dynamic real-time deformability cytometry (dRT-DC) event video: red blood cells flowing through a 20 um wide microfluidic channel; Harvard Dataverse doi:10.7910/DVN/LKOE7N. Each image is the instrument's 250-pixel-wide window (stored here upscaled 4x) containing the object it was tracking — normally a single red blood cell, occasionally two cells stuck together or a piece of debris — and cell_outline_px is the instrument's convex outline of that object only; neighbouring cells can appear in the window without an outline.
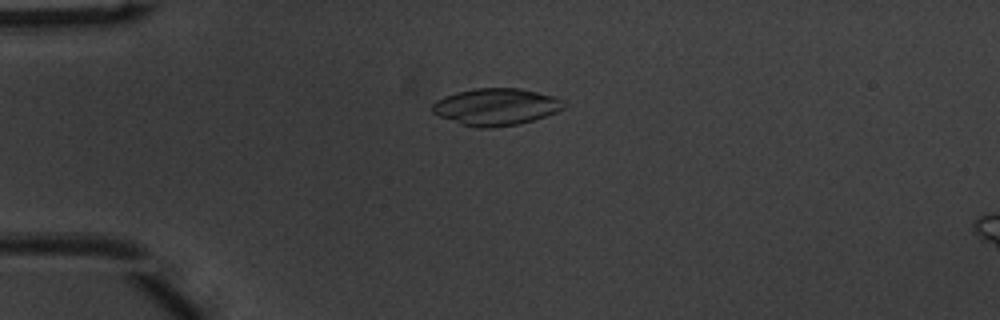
{"species": "common noctule bat (a hibernating species)", "species_latin": "Nyctalus noctula", "temperature_condition": "warm", "stored_images_in_passage": 50, "camera_frame_rate_fps": 3000, "um_per_image_px": 0.085, "animal": {"sex": "male", "body_mass_g": 20.1, "forearm_length_mm": 53.5}, "frame": {"image": 1, "passage_image": 12, "time_ms": 3.667, "image_size_px": [1000, 320], "cell_outline_px": [[564, 108], [556, 112], [520, 124], [492, 128], [476, 128], [460, 124], [440, 116], [432, 112], [432, 104], [436, 100], [444, 96], [456, 92], [476, 88], [520, 88], [552, 96], [564, 100]], "centroid_in_image_um": [42.13, 9.08], "position_along_channel_um": 42.9, "area_um2": 28.32}}
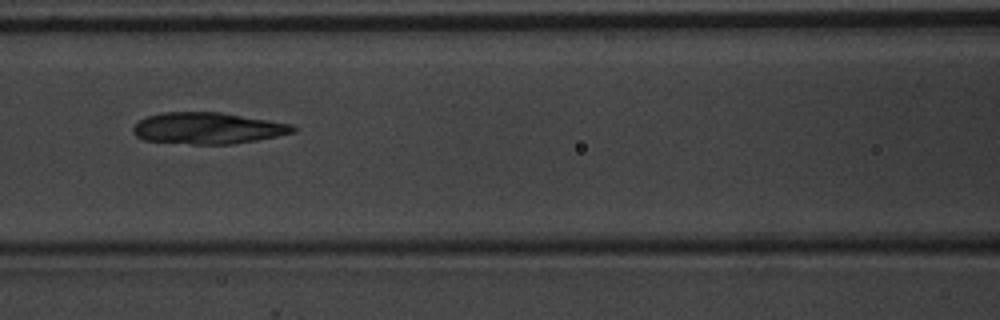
{"frame": {"image": 2, "passage_image": 22, "time_ms": 7.0, "image_size_px": [1000, 320], "cell_outline_px": [[296, 132], [256, 140], [232, 144], [192, 144], [144, 140], [136, 136], [132, 132], [132, 128], [140, 120], [148, 116], [160, 112], [220, 112], [292, 124], [296, 128]], "centroid_in_image_um": [17.64, 10.89], "position_along_channel_um": 149.0, "area_um2": 29.19}}
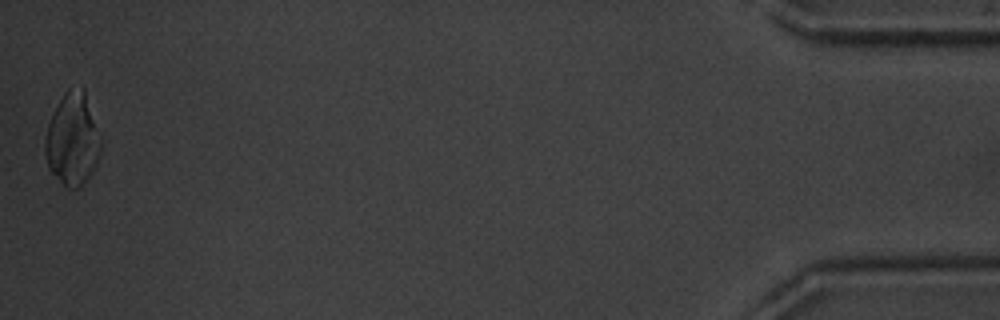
{"frame": {"image": 3, "passage_image": 50, "time_ms": 16.333, "image_size_px": [1000, 320], "cell_outline_px": [[100, 152], [96, 164], [92, 172], [80, 188], [68, 188], [48, 168], [44, 152], [44, 144], [48, 124], [64, 92], [68, 88], [84, 88], [100, 144]], "centroid_in_image_um": [6.13, 11.88], "position_along_channel_um": 429.1, "area_um2": 29.13}, "authors_computed_cell_mechanics": {"area_um2": 28.8133, "velocity_mm_per_s": 3.9585, "shape_relaxation_time_tau1_ms": 4.9794, "shape_relaxation_time_tau2_ms": 1.7383, "deformation_change_tau1": 0.1961, "deformation_change_tau2": 0.0787}}